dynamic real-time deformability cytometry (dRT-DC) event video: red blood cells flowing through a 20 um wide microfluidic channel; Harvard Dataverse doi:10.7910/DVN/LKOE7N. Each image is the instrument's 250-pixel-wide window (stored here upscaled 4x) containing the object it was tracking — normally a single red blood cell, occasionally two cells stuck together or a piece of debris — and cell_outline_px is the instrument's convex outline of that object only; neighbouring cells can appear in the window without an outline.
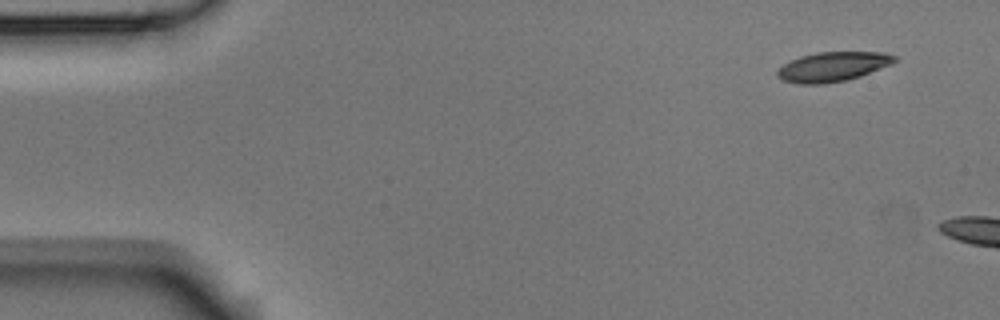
{"species": "Egyptian fruit bat (a non-hibernating species)", "species_latin": "Rousettus aegyptiacus", "temperature_condition": "room temperature", "stored_images_in_passage": 3, "camera_frame_rate_fps": 3000, "um_per_image_px": 0.085, "animal": {"sex": "male"}, "frame": {"image": 1, "passage_image": 1, "time_ms": 0.0, "image_size_px": [1000, 320], "cell_outline_px": [[896, 60], [892, 64], [860, 76], [848, 80], [824, 84], [800, 84], [780, 80], [776, 76], [776, 72], [784, 64], [800, 56], [816, 52], [884, 52], [896, 56]], "centroid_in_image_um": [70.77, 5.67], "position_along_channel_um": 14.2, "area_um2": 20.29}}